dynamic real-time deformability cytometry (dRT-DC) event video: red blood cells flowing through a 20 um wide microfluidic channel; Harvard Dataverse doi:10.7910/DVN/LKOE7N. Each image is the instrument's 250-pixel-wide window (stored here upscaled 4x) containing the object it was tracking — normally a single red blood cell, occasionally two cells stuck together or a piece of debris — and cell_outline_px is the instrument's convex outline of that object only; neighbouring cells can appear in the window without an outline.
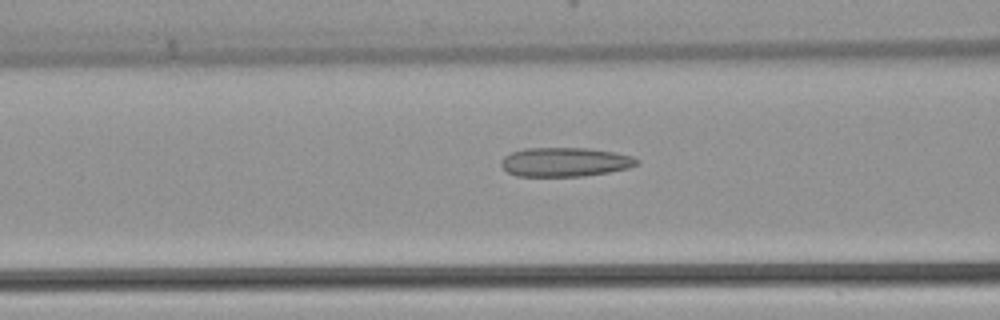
{"species": "common noctule bat (a hibernating species)", "species_latin": "Nyctalus noctula", "temperature_condition": "warm", "stored_images_in_passage": 15, "camera_frame_rate_fps": 3000, "um_per_image_px": 0.085, "animal": {"sex": "female", "body_mass_g": 22.7, "forearm_length_mm": 54.2}, "frame": {"image": 1, "passage_image": 11, "time_ms": 3.333, "image_size_px": [1000, 320], "cell_outline_px": [[640, 164], [628, 168], [608, 172], [584, 176], [516, 176], [508, 172], [500, 164], [500, 160], [504, 156], [512, 152], [524, 148], [588, 148], [616, 152], [632, 156], [640, 160]], "centroid_in_image_um": [48.04, 13.77], "position_along_channel_um": 118.6, "area_um2": 23.18}}